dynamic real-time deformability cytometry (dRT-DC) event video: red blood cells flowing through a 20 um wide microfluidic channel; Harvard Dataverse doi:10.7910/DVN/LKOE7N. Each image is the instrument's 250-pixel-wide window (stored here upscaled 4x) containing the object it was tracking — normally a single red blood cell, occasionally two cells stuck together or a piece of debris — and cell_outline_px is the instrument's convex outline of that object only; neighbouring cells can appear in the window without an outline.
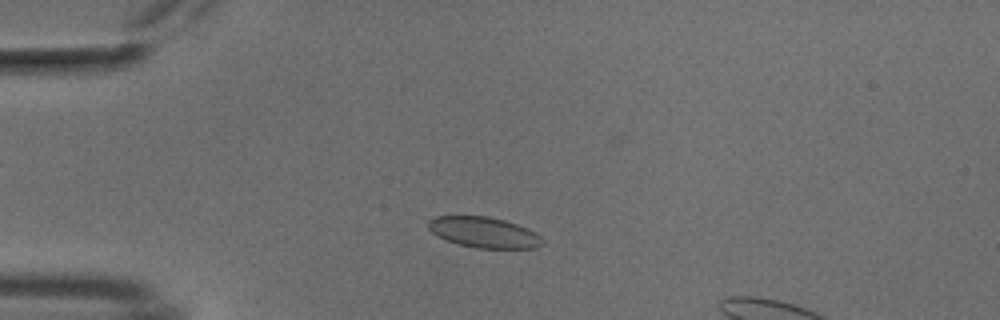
{"species": "common noctule bat (a hibernating species)", "species_latin": "Nyctalus noctula", "temperature_condition": "cold", "stored_images_in_passage": 53, "camera_frame_rate_fps": 3000, "um_per_image_px": 0.085, "animal": {"sex": "male", "body_mass_g": 18.8}, "frame": {"image": 1, "passage_image": 11, "time_ms": 3.333, "image_size_px": [1000, 320], "cell_outline_px": [[544, 244], [536, 248], [480, 248], [460, 244], [444, 240], [432, 232], [428, 228], [428, 220], [436, 216], [488, 216], [504, 220], [528, 228], [536, 232], [540, 236]], "centroid_in_image_um": [41.14, 19.75], "position_along_channel_um": 43.9, "area_um2": 20.4}}
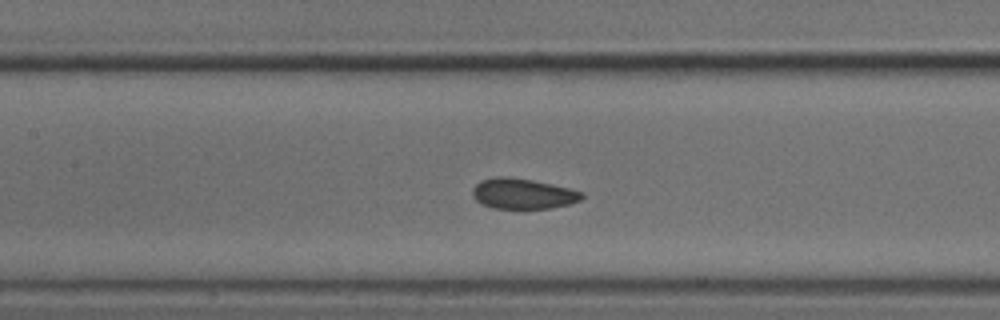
{"frame": {"image": 2, "passage_image": 25, "time_ms": 8.0, "image_size_px": [1000, 320], "cell_outline_px": [[584, 196], [580, 200], [568, 204], [548, 208], [496, 208], [484, 204], [476, 200], [472, 192], [476, 184], [480, 180], [532, 180], [568, 188], [584, 192]], "centroid_in_image_um": [44.52, 16.51], "position_along_channel_um": 162.9, "area_um2": 18.21}}
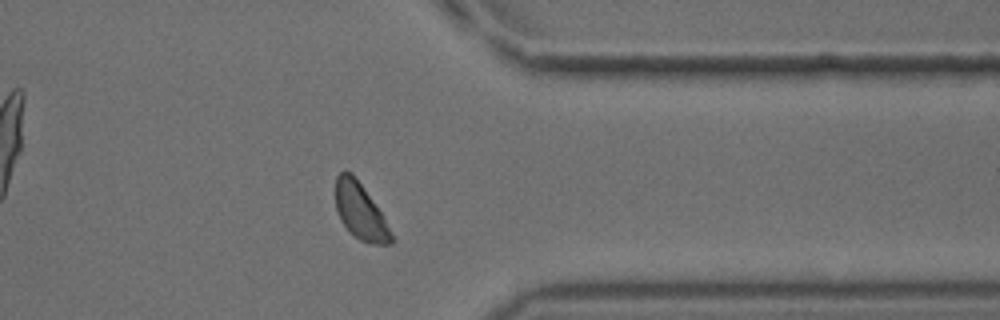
{"frame": {"image": 3, "passage_image": 45, "time_ms": 14.667, "image_size_px": [1000, 320], "cell_outline_px": [[396, 240], [392, 244], [372, 244], [360, 240], [340, 220], [336, 208], [336, 176], [344, 168], [352, 172], [380, 212], [392, 232]], "centroid_in_image_um": [30.63, 17.96], "position_along_channel_um": 380.8, "area_um2": 17.98}}